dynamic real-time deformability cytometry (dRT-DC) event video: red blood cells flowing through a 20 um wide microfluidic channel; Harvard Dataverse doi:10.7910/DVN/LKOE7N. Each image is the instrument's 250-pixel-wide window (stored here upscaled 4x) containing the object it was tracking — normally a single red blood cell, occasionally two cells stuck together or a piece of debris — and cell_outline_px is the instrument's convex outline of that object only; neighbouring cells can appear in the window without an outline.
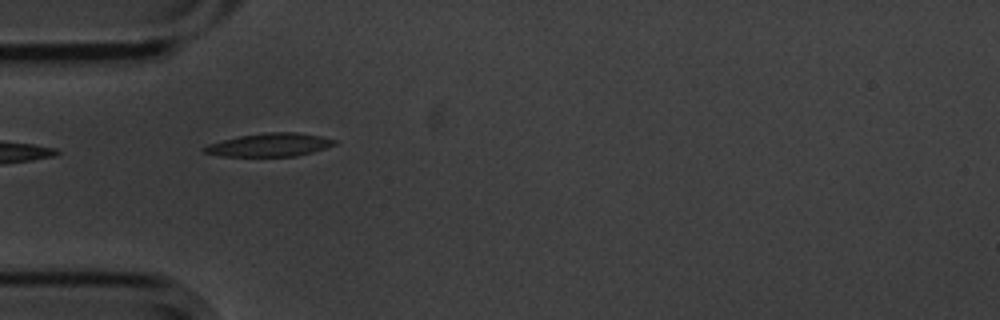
{"species": "common noctule bat (a hibernating species)", "species_latin": "Nyctalus noctula", "temperature_condition": "cold", "stored_images_in_passage": 2, "camera_frame_rate_fps": 3000, "um_per_image_px": 0.085, "animal": {"sex": "male", "body_mass_g": 20.1, "forearm_length_mm": 53.5}, "frame": {"image": 1, "passage_image": 1, "time_ms": 0.0, "image_size_px": [1000, 320], "cell_outline_px": [[336, 144], [312, 152], [296, 156], [220, 156], [204, 152], [200, 148], [208, 144], [240, 136], [264, 132], [296, 132], [320, 136], [336, 140]], "centroid_in_image_um": [22.89, 12.31], "position_along_channel_um": 62.1, "area_um2": 17.51}}
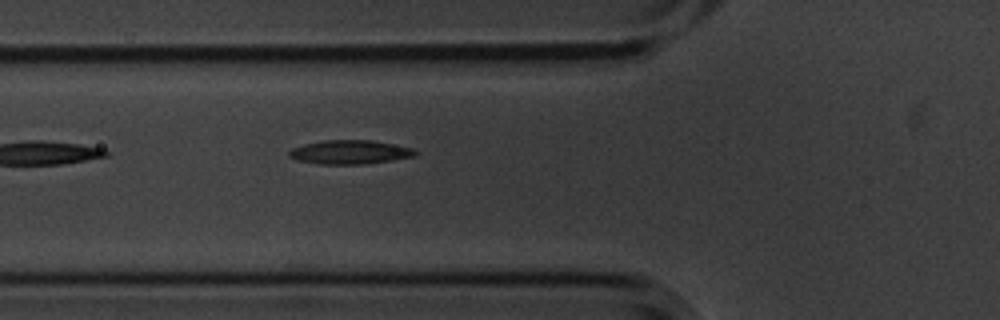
{"frame": {"image": 2, "passage_image": 2, "time_ms": 0.333, "image_size_px": [1000, 320], "cell_outline_px": [[420, 152], [412, 156], [392, 160], [364, 164], [316, 164], [296, 160], [288, 156], [288, 152], [292, 148], [304, 144], [324, 140], [372, 140], [412, 148]], "centroid_in_image_um": [29.7, 12.93], "position_along_channel_um": 96.1, "area_um2": 17.57}}